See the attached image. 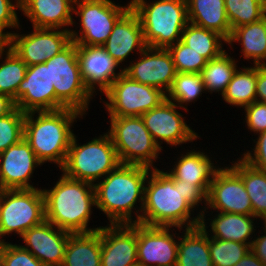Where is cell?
<instances>
[{
	"mask_svg": "<svg viewBox=\"0 0 266 266\" xmlns=\"http://www.w3.org/2000/svg\"><path fill=\"white\" fill-rule=\"evenodd\" d=\"M150 169L142 165L120 164L95 183L96 208L106 214L110 225L140 223L144 187ZM137 200L139 208L135 206ZM134 209L136 211L133 212ZM132 212L136 215L135 219Z\"/></svg>",
	"mask_w": 266,
	"mask_h": 266,
	"instance_id": "cell-1",
	"label": "cell"
},
{
	"mask_svg": "<svg viewBox=\"0 0 266 266\" xmlns=\"http://www.w3.org/2000/svg\"><path fill=\"white\" fill-rule=\"evenodd\" d=\"M146 183L140 224L175 229L200 225L201 215L193 217L195 209L181 196L180 181L168 170L150 169Z\"/></svg>",
	"mask_w": 266,
	"mask_h": 266,
	"instance_id": "cell-2",
	"label": "cell"
},
{
	"mask_svg": "<svg viewBox=\"0 0 266 266\" xmlns=\"http://www.w3.org/2000/svg\"><path fill=\"white\" fill-rule=\"evenodd\" d=\"M59 180V181H58ZM50 189H42L45 220L70 233H88L100 227H88L92 207H96L94 185L66 177L63 173Z\"/></svg>",
	"mask_w": 266,
	"mask_h": 266,
	"instance_id": "cell-3",
	"label": "cell"
},
{
	"mask_svg": "<svg viewBox=\"0 0 266 266\" xmlns=\"http://www.w3.org/2000/svg\"><path fill=\"white\" fill-rule=\"evenodd\" d=\"M77 118H83V114L71 108L25 113L23 137L42 164L49 162L63 167Z\"/></svg>",
	"mask_w": 266,
	"mask_h": 266,
	"instance_id": "cell-4",
	"label": "cell"
},
{
	"mask_svg": "<svg viewBox=\"0 0 266 266\" xmlns=\"http://www.w3.org/2000/svg\"><path fill=\"white\" fill-rule=\"evenodd\" d=\"M131 8L137 13L148 47L164 48L181 40L189 23L186 0H131Z\"/></svg>",
	"mask_w": 266,
	"mask_h": 266,
	"instance_id": "cell-5",
	"label": "cell"
},
{
	"mask_svg": "<svg viewBox=\"0 0 266 266\" xmlns=\"http://www.w3.org/2000/svg\"><path fill=\"white\" fill-rule=\"evenodd\" d=\"M77 140L74 134L60 169L66 177L95 185L121 164L107 132L82 145Z\"/></svg>",
	"mask_w": 266,
	"mask_h": 266,
	"instance_id": "cell-6",
	"label": "cell"
},
{
	"mask_svg": "<svg viewBox=\"0 0 266 266\" xmlns=\"http://www.w3.org/2000/svg\"><path fill=\"white\" fill-rule=\"evenodd\" d=\"M45 63H49L50 81L54 85L55 110L71 108L85 115L94 95L82 79L77 44L71 42Z\"/></svg>",
	"mask_w": 266,
	"mask_h": 266,
	"instance_id": "cell-7",
	"label": "cell"
},
{
	"mask_svg": "<svg viewBox=\"0 0 266 266\" xmlns=\"http://www.w3.org/2000/svg\"><path fill=\"white\" fill-rule=\"evenodd\" d=\"M109 127L107 133L121 164L157 168L154 163L163 149L154 141L141 116L110 117Z\"/></svg>",
	"mask_w": 266,
	"mask_h": 266,
	"instance_id": "cell-8",
	"label": "cell"
},
{
	"mask_svg": "<svg viewBox=\"0 0 266 266\" xmlns=\"http://www.w3.org/2000/svg\"><path fill=\"white\" fill-rule=\"evenodd\" d=\"M130 7L131 2L121 6L111 0H75L73 13L80 18L81 26L78 31L70 30L71 41L77 46L102 47L117 20Z\"/></svg>",
	"mask_w": 266,
	"mask_h": 266,
	"instance_id": "cell-9",
	"label": "cell"
},
{
	"mask_svg": "<svg viewBox=\"0 0 266 266\" xmlns=\"http://www.w3.org/2000/svg\"><path fill=\"white\" fill-rule=\"evenodd\" d=\"M45 220V198L42 189L1 190L0 237L12 233L19 237Z\"/></svg>",
	"mask_w": 266,
	"mask_h": 266,
	"instance_id": "cell-10",
	"label": "cell"
},
{
	"mask_svg": "<svg viewBox=\"0 0 266 266\" xmlns=\"http://www.w3.org/2000/svg\"><path fill=\"white\" fill-rule=\"evenodd\" d=\"M103 94L108 99L103 102L109 117L141 116L166 99L160 89L131 80L124 73Z\"/></svg>",
	"mask_w": 266,
	"mask_h": 266,
	"instance_id": "cell-11",
	"label": "cell"
},
{
	"mask_svg": "<svg viewBox=\"0 0 266 266\" xmlns=\"http://www.w3.org/2000/svg\"><path fill=\"white\" fill-rule=\"evenodd\" d=\"M70 31L63 29L34 28L29 34L12 33L7 38V46L14 51L27 66L45 63L59 54L71 43Z\"/></svg>",
	"mask_w": 266,
	"mask_h": 266,
	"instance_id": "cell-12",
	"label": "cell"
},
{
	"mask_svg": "<svg viewBox=\"0 0 266 266\" xmlns=\"http://www.w3.org/2000/svg\"><path fill=\"white\" fill-rule=\"evenodd\" d=\"M207 206V207H206ZM206 206L200 215L211 208L213 212L253 215L252 205L241 176L229 165L215 173L206 196Z\"/></svg>",
	"mask_w": 266,
	"mask_h": 266,
	"instance_id": "cell-13",
	"label": "cell"
},
{
	"mask_svg": "<svg viewBox=\"0 0 266 266\" xmlns=\"http://www.w3.org/2000/svg\"><path fill=\"white\" fill-rule=\"evenodd\" d=\"M178 108L182 109L176 103L165 99L158 107L141 115L145 127L161 148L163 142L177 147L200 138L190 125H187L184 119L186 117L177 111Z\"/></svg>",
	"mask_w": 266,
	"mask_h": 266,
	"instance_id": "cell-14",
	"label": "cell"
},
{
	"mask_svg": "<svg viewBox=\"0 0 266 266\" xmlns=\"http://www.w3.org/2000/svg\"><path fill=\"white\" fill-rule=\"evenodd\" d=\"M138 56L139 60L135 59L128 67H123V73L131 80L153 86L167 94L177 75L168 49L147 46Z\"/></svg>",
	"mask_w": 266,
	"mask_h": 266,
	"instance_id": "cell-15",
	"label": "cell"
},
{
	"mask_svg": "<svg viewBox=\"0 0 266 266\" xmlns=\"http://www.w3.org/2000/svg\"><path fill=\"white\" fill-rule=\"evenodd\" d=\"M173 230L175 229L172 227L146 226L137 223L138 265L176 266L179 236L176 235V231L172 233Z\"/></svg>",
	"mask_w": 266,
	"mask_h": 266,
	"instance_id": "cell-16",
	"label": "cell"
},
{
	"mask_svg": "<svg viewBox=\"0 0 266 266\" xmlns=\"http://www.w3.org/2000/svg\"><path fill=\"white\" fill-rule=\"evenodd\" d=\"M42 163L24 137L0 153V189H34L30 183L36 167Z\"/></svg>",
	"mask_w": 266,
	"mask_h": 266,
	"instance_id": "cell-17",
	"label": "cell"
},
{
	"mask_svg": "<svg viewBox=\"0 0 266 266\" xmlns=\"http://www.w3.org/2000/svg\"><path fill=\"white\" fill-rule=\"evenodd\" d=\"M15 106L24 113L55 110V90L49 75V63L28 66L15 95Z\"/></svg>",
	"mask_w": 266,
	"mask_h": 266,
	"instance_id": "cell-18",
	"label": "cell"
},
{
	"mask_svg": "<svg viewBox=\"0 0 266 266\" xmlns=\"http://www.w3.org/2000/svg\"><path fill=\"white\" fill-rule=\"evenodd\" d=\"M70 232L59 229L47 220L33 226L20 238L25 245H20L33 254L45 266H62Z\"/></svg>",
	"mask_w": 266,
	"mask_h": 266,
	"instance_id": "cell-19",
	"label": "cell"
},
{
	"mask_svg": "<svg viewBox=\"0 0 266 266\" xmlns=\"http://www.w3.org/2000/svg\"><path fill=\"white\" fill-rule=\"evenodd\" d=\"M137 223L101 227V266H136Z\"/></svg>",
	"mask_w": 266,
	"mask_h": 266,
	"instance_id": "cell-20",
	"label": "cell"
},
{
	"mask_svg": "<svg viewBox=\"0 0 266 266\" xmlns=\"http://www.w3.org/2000/svg\"><path fill=\"white\" fill-rule=\"evenodd\" d=\"M77 56L82 79L93 95L97 88L103 94L123 73L122 66L116 63L103 47L77 46ZM118 66L121 70L117 73Z\"/></svg>",
	"mask_w": 266,
	"mask_h": 266,
	"instance_id": "cell-21",
	"label": "cell"
},
{
	"mask_svg": "<svg viewBox=\"0 0 266 266\" xmlns=\"http://www.w3.org/2000/svg\"><path fill=\"white\" fill-rule=\"evenodd\" d=\"M102 47L119 65L135 50L141 53L147 47L140 19L131 7L117 20Z\"/></svg>",
	"mask_w": 266,
	"mask_h": 266,
	"instance_id": "cell-22",
	"label": "cell"
},
{
	"mask_svg": "<svg viewBox=\"0 0 266 266\" xmlns=\"http://www.w3.org/2000/svg\"><path fill=\"white\" fill-rule=\"evenodd\" d=\"M75 0H20L23 15L34 28L63 29L70 31L73 26ZM68 27V28H67Z\"/></svg>",
	"mask_w": 266,
	"mask_h": 266,
	"instance_id": "cell-23",
	"label": "cell"
},
{
	"mask_svg": "<svg viewBox=\"0 0 266 266\" xmlns=\"http://www.w3.org/2000/svg\"><path fill=\"white\" fill-rule=\"evenodd\" d=\"M207 212L205 210L201 214L200 226L207 232L210 238L231 240L244 244L252 243V239H254L252 235L256 231L254 226L258 218L253 215L217 212L218 214L216 213L214 217H211L213 219H206ZM206 220L210 222L209 226L211 229H209V232H212L211 234L207 231L209 227L206 225ZM255 220L256 222L254 223Z\"/></svg>",
	"mask_w": 266,
	"mask_h": 266,
	"instance_id": "cell-24",
	"label": "cell"
},
{
	"mask_svg": "<svg viewBox=\"0 0 266 266\" xmlns=\"http://www.w3.org/2000/svg\"><path fill=\"white\" fill-rule=\"evenodd\" d=\"M211 160L212 157L204 151L193 149L185 154L181 153L169 173L178 181L198 185L207 194L213 177L220 168Z\"/></svg>",
	"mask_w": 266,
	"mask_h": 266,
	"instance_id": "cell-25",
	"label": "cell"
},
{
	"mask_svg": "<svg viewBox=\"0 0 266 266\" xmlns=\"http://www.w3.org/2000/svg\"><path fill=\"white\" fill-rule=\"evenodd\" d=\"M190 23L215 31L226 40L231 35L224 0H186Z\"/></svg>",
	"mask_w": 266,
	"mask_h": 266,
	"instance_id": "cell-26",
	"label": "cell"
},
{
	"mask_svg": "<svg viewBox=\"0 0 266 266\" xmlns=\"http://www.w3.org/2000/svg\"><path fill=\"white\" fill-rule=\"evenodd\" d=\"M62 266H101V228L88 233H70Z\"/></svg>",
	"mask_w": 266,
	"mask_h": 266,
	"instance_id": "cell-27",
	"label": "cell"
},
{
	"mask_svg": "<svg viewBox=\"0 0 266 266\" xmlns=\"http://www.w3.org/2000/svg\"><path fill=\"white\" fill-rule=\"evenodd\" d=\"M177 229L184 235L179 236L176 266H213L207 232L200 225Z\"/></svg>",
	"mask_w": 266,
	"mask_h": 266,
	"instance_id": "cell-28",
	"label": "cell"
},
{
	"mask_svg": "<svg viewBox=\"0 0 266 266\" xmlns=\"http://www.w3.org/2000/svg\"><path fill=\"white\" fill-rule=\"evenodd\" d=\"M233 42L242 46L244 59H253V65L266 63V16L261 20L234 28L227 44Z\"/></svg>",
	"mask_w": 266,
	"mask_h": 266,
	"instance_id": "cell-29",
	"label": "cell"
},
{
	"mask_svg": "<svg viewBox=\"0 0 266 266\" xmlns=\"http://www.w3.org/2000/svg\"><path fill=\"white\" fill-rule=\"evenodd\" d=\"M230 165L240 176L251 201L253 216L266 222V172L258 170L243 159Z\"/></svg>",
	"mask_w": 266,
	"mask_h": 266,
	"instance_id": "cell-30",
	"label": "cell"
},
{
	"mask_svg": "<svg viewBox=\"0 0 266 266\" xmlns=\"http://www.w3.org/2000/svg\"><path fill=\"white\" fill-rule=\"evenodd\" d=\"M256 65L243 67L233 74L222 99L231 106L246 107L256 101Z\"/></svg>",
	"mask_w": 266,
	"mask_h": 266,
	"instance_id": "cell-31",
	"label": "cell"
},
{
	"mask_svg": "<svg viewBox=\"0 0 266 266\" xmlns=\"http://www.w3.org/2000/svg\"><path fill=\"white\" fill-rule=\"evenodd\" d=\"M181 41L195 52L201 53L208 61L226 51L223 42L227 44V40L222 35L190 22L182 32Z\"/></svg>",
	"mask_w": 266,
	"mask_h": 266,
	"instance_id": "cell-32",
	"label": "cell"
},
{
	"mask_svg": "<svg viewBox=\"0 0 266 266\" xmlns=\"http://www.w3.org/2000/svg\"><path fill=\"white\" fill-rule=\"evenodd\" d=\"M238 65L235 58L224 51L219 57L207 61L200 72L205 90L209 93L220 92L221 96L231 81Z\"/></svg>",
	"mask_w": 266,
	"mask_h": 266,
	"instance_id": "cell-33",
	"label": "cell"
},
{
	"mask_svg": "<svg viewBox=\"0 0 266 266\" xmlns=\"http://www.w3.org/2000/svg\"><path fill=\"white\" fill-rule=\"evenodd\" d=\"M0 60L2 61L0 63V93L9 96L15 102V95L25 78L28 66L7 45L0 52Z\"/></svg>",
	"mask_w": 266,
	"mask_h": 266,
	"instance_id": "cell-34",
	"label": "cell"
},
{
	"mask_svg": "<svg viewBox=\"0 0 266 266\" xmlns=\"http://www.w3.org/2000/svg\"><path fill=\"white\" fill-rule=\"evenodd\" d=\"M204 92L206 93V90L200 73H177L166 99L187 112L186 105L197 101Z\"/></svg>",
	"mask_w": 266,
	"mask_h": 266,
	"instance_id": "cell-35",
	"label": "cell"
},
{
	"mask_svg": "<svg viewBox=\"0 0 266 266\" xmlns=\"http://www.w3.org/2000/svg\"><path fill=\"white\" fill-rule=\"evenodd\" d=\"M231 31L266 16V0H224Z\"/></svg>",
	"mask_w": 266,
	"mask_h": 266,
	"instance_id": "cell-36",
	"label": "cell"
},
{
	"mask_svg": "<svg viewBox=\"0 0 266 266\" xmlns=\"http://www.w3.org/2000/svg\"><path fill=\"white\" fill-rule=\"evenodd\" d=\"M251 244L209 237L210 257L213 266H234L249 251Z\"/></svg>",
	"mask_w": 266,
	"mask_h": 266,
	"instance_id": "cell-37",
	"label": "cell"
},
{
	"mask_svg": "<svg viewBox=\"0 0 266 266\" xmlns=\"http://www.w3.org/2000/svg\"><path fill=\"white\" fill-rule=\"evenodd\" d=\"M177 73H200L207 64V59L201 53L195 52L181 40L169 46Z\"/></svg>",
	"mask_w": 266,
	"mask_h": 266,
	"instance_id": "cell-38",
	"label": "cell"
},
{
	"mask_svg": "<svg viewBox=\"0 0 266 266\" xmlns=\"http://www.w3.org/2000/svg\"><path fill=\"white\" fill-rule=\"evenodd\" d=\"M24 120L25 113L18 108L0 118V153L23 138Z\"/></svg>",
	"mask_w": 266,
	"mask_h": 266,
	"instance_id": "cell-39",
	"label": "cell"
},
{
	"mask_svg": "<svg viewBox=\"0 0 266 266\" xmlns=\"http://www.w3.org/2000/svg\"><path fill=\"white\" fill-rule=\"evenodd\" d=\"M0 260L2 266H45L20 244L8 241L0 245Z\"/></svg>",
	"mask_w": 266,
	"mask_h": 266,
	"instance_id": "cell-40",
	"label": "cell"
},
{
	"mask_svg": "<svg viewBox=\"0 0 266 266\" xmlns=\"http://www.w3.org/2000/svg\"><path fill=\"white\" fill-rule=\"evenodd\" d=\"M16 10H21L20 0H0V35L6 39L12 34L6 28L21 29Z\"/></svg>",
	"mask_w": 266,
	"mask_h": 266,
	"instance_id": "cell-41",
	"label": "cell"
},
{
	"mask_svg": "<svg viewBox=\"0 0 266 266\" xmlns=\"http://www.w3.org/2000/svg\"><path fill=\"white\" fill-rule=\"evenodd\" d=\"M247 128L254 134L266 132V103L255 101L244 107Z\"/></svg>",
	"mask_w": 266,
	"mask_h": 266,
	"instance_id": "cell-42",
	"label": "cell"
},
{
	"mask_svg": "<svg viewBox=\"0 0 266 266\" xmlns=\"http://www.w3.org/2000/svg\"><path fill=\"white\" fill-rule=\"evenodd\" d=\"M256 140L253 139V151L246 150L240 158L252 167L266 172V132L259 133Z\"/></svg>",
	"mask_w": 266,
	"mask_h": 266,
	"instance_id": "cell-43",
	"label": "cell"
},
{
	"mask_svg": "<svg viewBox=\"0 0 266 266\" xmlns=\"http://www.w3.org/2000/svg\"><path fill=\"white\" fill-rule=\"evenodd\" d=\"M180 191L182 197L194 208H198L199 204L206 205L207 194L198 186L187 184L184 181H180Z\"/></svg>",
	"mask_w": 266,
	"mask_h": 266,
	"instance_id": "cell-44",
	"label": "cell"
},
{
	"mask_svg": "<svg viewBox=\"0 0 266 266\" xmlns=\"http://www.w3.org/2000/svg\"><path fill=\"white\" fill-rule=\"evenodd\" d=\"M259 232L260 235L261 234L262 235L254 237L250 246V250L263 264L266 265V224L265 223L263 230L261 229Z\"/></svg>",
	"mask_w": 266,
	"mask_h": 266,
	"instance_id": "cell-45",
	"label": "cell"
},
{
	"mask_svg": "<svg viewBox=\"0 0 266 266\" xmlns=\"http://www.w3.org/2000/svg\"><path fill=\"white\" fill-rule=\"evenodd\" d=\"M256 101L266 103V64H256Z\"/></svg>",
	"mask_w": 266,
	"mask_h": 266,
	"instance_id": "cell-46",
	"label": "cell"
},
{
	"mask_svg": "<svg viewBox=\"0 0 266 266\" xmlns=\"http://www.w3.org/2000/svg\"><path fill=\"white\" fill-rule=\"evenodd\" d=\"M16 108L15 102L9 96L0 93V118L10 114Z\"/></svg>",
	"mask_w": 266,
	"mask_h": 266,
	"instance_id": "cell-47",
	"label": "cell"
},
{
	"mask_svg": "<svg viewBox=\"0 0 266 266\" xmlns=\"http://www.w3.org/2000/svg\"><path fill=\"white\" fill-rule=\"evenodd\" d=\"M234 266H266L263 264L251 250Z\"/></svg>",
	"mask_w": 266,
	"mask_h": 266,
	"instance_id": "cell-48",
	"label": "cell"
},
{
	"mask_svg": "<svg viewBox=\"0 0 266 266\" xmlns=\"http://www.w3.org/2000/svg\"><path fill=\"white\" fill-rule=\"evenodd\" d=\"M7 45V39L0 35V52L5 48Z\"/></svg>",
	"mask_w": 266,
	"mask_h": 266,
	"instance_id": "cell-49",
	"label": "cell"
},
{
	"mask_svg": "<svg viewBox=\"0 0 266 266\" xmlns=\"http://www.w3.org/2000/svg\"><path fill=\"white\" fill-rule=\"evenodd\" d=\"M0 205H1V189H0ZM0 245H1V238H0Z\"/></svg>",
	"mask_w": 266,
	"mask_h": 266,
	"instance_id": "cell-50",
	"label": "cell"
}]
</instances>
